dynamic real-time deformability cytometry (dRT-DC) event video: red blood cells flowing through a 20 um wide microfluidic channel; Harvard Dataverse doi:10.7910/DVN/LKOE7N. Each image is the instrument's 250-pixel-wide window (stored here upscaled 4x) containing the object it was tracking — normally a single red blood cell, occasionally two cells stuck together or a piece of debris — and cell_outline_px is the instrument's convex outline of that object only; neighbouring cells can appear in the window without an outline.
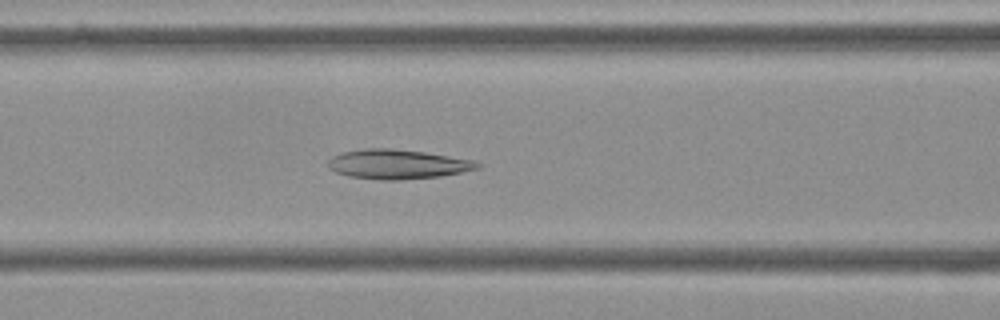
{"species": "Egyptian fruit bat (a non-hibernating species)", "species_latin": "Rousettus aegyptiacus", "temperature_condition": "cold", "stored_images_in_passage": 43, "camera_frame_rate_fps": 3000, "um_per_image_px": 0.085, "frame": {"image": 1, "passage_image": 10, "time_ms": 3.0, "image_size_px": [1000, 320], "cell_outline_px": [[484, 164], [480, 168], [440, 176], [400, 180], [384, 180], [348, 176], [336, 172], [328, 168], [328, 160], [332, 156], [340, 152], [364, 148], [392, 148], [424, 152], [472, 160]], "centroid_in_image_um": [33.76, 13.95], "position_along_channel_um": 132.8, "area_um2": 25.72}}
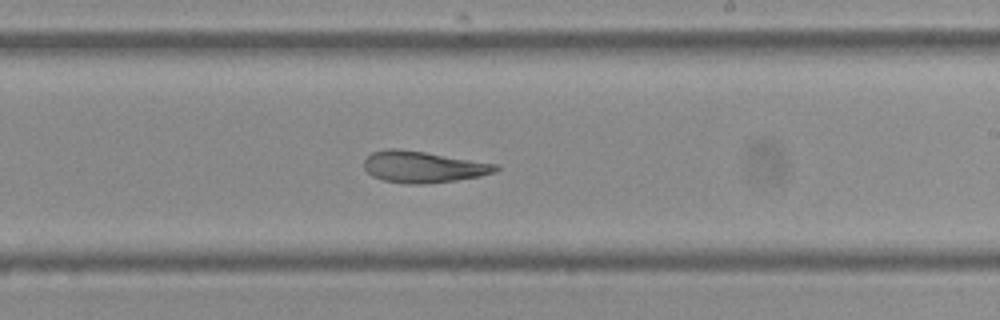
{"frame": {"image": 2, "passage_image": 20, "time_ms": 6.333, "image_size_px": [1000, 320], "cell_outline_px": [[500, 168], [496, 172], [480, 176], [456, 180], [424, 184], [408, 184], [384, 180], [372, 176], [364, 168], [364, 160], [372, 152], [388, 148], [400, 148], [500, 164]], "centroid_in_image_um": [35.99, 14.18], "position_along_channel_um": 253.0, "area_um2": 24.28}}
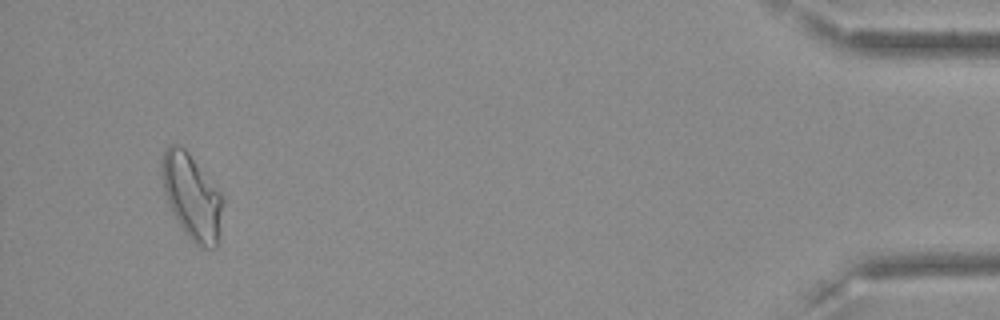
{"frame": {"image": 3, "passage_image": 40, "time_ms": 13.0, "image_size_px": [1000, 320], "cell_outline_px": [[224, 200], [216, 248], [200, 248], [184, 232], [172, 212], [168, 204], [164, 192], [160, 176], [160, 164], [164, 148], [168, 144], [176, 144], [184, 148], [188, 152], [224, 196]], "centroid_in_image_um": [16.28, 16.68], "position_along_channel_um": 418.9, "area_um2": 30.58}, "authors_computed_cell_mechanics": {"area_um2": 24.9118, "velocity_mm_per_s": 3.6162, "shape_relaxation_time_tau1_ms": null, "shape_relaxation_time_tau2_ms": 6.6433, "deformation_change_tau1": null, "deformation_change_tau2": 0.1601}}